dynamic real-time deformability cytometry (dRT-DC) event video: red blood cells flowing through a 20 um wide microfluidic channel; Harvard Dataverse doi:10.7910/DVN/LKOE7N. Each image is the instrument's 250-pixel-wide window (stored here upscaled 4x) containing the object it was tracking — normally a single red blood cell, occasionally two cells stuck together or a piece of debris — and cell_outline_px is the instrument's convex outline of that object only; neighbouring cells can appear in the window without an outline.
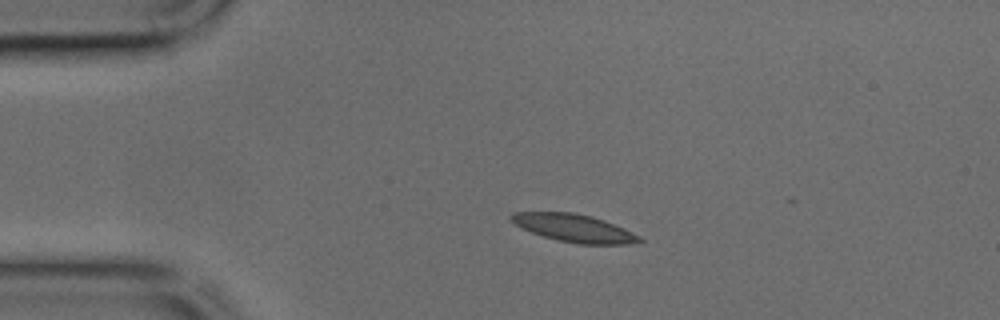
{"species": "common noctule bat (a hibernating species)", "species_latin": "Nyctalus noctula", "temperature_condition": "cold", "stored_images_in_passage": 13, "camera_frame_rate_fps": 3000, "um_per_image_px": 0.085, "animal": {"sex": "male", "body_mass_g": 17.9, "forearm_length_mm": 54.2}, "frame": {"image": 1, "passage_image": 9, "time_ms": 2.667, "image_size_px": [1000, 320], "cell_outline_px": [[644, 240], [628, 244], [580, 244], [556, 240], [532, 232], [516, 224], [508, 216], [512, 212], [572, 212], [592, 216], [604, 220], [624, 228], [640, 236]], "centroid_in_image_um": [48.81, 19.38], "position_along_channel_um": 36.2, "area_um2": 20.58}}